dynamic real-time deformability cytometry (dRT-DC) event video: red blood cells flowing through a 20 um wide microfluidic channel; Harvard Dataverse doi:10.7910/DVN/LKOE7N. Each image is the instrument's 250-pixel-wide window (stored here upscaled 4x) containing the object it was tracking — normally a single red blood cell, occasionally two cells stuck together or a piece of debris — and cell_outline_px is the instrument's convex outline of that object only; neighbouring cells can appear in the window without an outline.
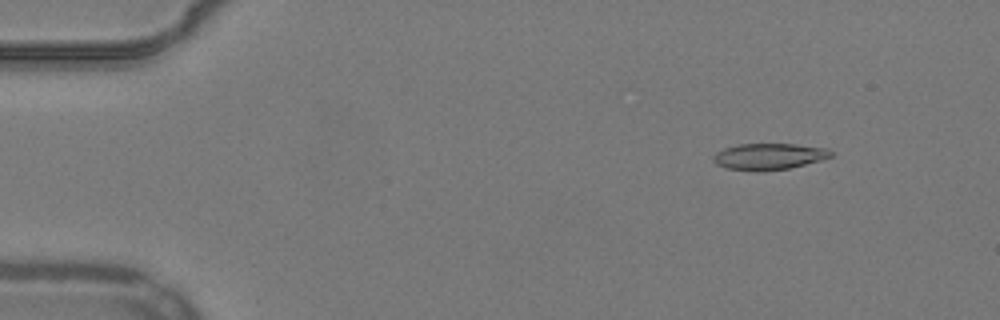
{"species": "common noctule bat (a hibernating species)", "species_latin": "Nyctalus noctula", "temperature_condition": "warm", "stored_images_in_passage": 12, "camera_frame_rate_fps": 3000, "um_per_image_px": 0.085, "animal": {"sex": "male", "body_mass_g": 19.2, "forearm_length_mm": 51.8}, "frame": {"image": 1, "passage_image": 7, "time_ms": 2.0, "image_size_px": [1000, 320], "cell_outline_px": [[832, 156], [820, 160], [792, 168], [764, 172], [756, 172], [728, 168], [716, 164], [712, 160], [712, 156], [716, 152], [724, 148], [740, 144], [796, 144], [824, 148], [832, 152]], "centroid_in_image_um": [65.32, 13.32], "position_along_channel_um": 19.7, "area_um2": 18.21}}